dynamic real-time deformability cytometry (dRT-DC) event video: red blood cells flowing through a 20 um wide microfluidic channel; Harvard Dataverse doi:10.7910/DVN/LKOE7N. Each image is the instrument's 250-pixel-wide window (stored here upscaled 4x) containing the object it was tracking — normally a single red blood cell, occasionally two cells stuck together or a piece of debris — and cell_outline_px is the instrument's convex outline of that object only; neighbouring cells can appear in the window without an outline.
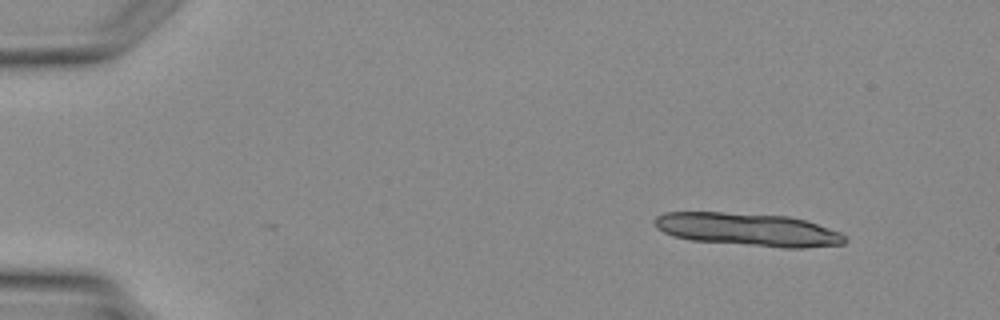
{"species": "Egyptian fruit bat (a non-hibernating species)", "species_latin": "Rousettus aegyptiacus", "temperature_condition": "warm", "stored_images_in_passage": 4, "camera_frame_rate_fps": 3000, "um_per_image_px": 0.085, "animal": {"sex": "female"}, "frame": {"image": 1, "passage_image": 1, "time_ms": 0.0, "image_size_px": [1000, 320], "cell_outline_px": [[848, 240], [844, 244], [804, 248], [784, 248], [692, 240], [672, 236], [656, 228], [652, 220], [656, 216], [664, 212], [724, 212], [788, 216], [804, 220], [840, 232]], "centroid_in_image_um": [63.55, 19.51], "position_along_channel_um": 21.5, "area_um2": 36.65}}
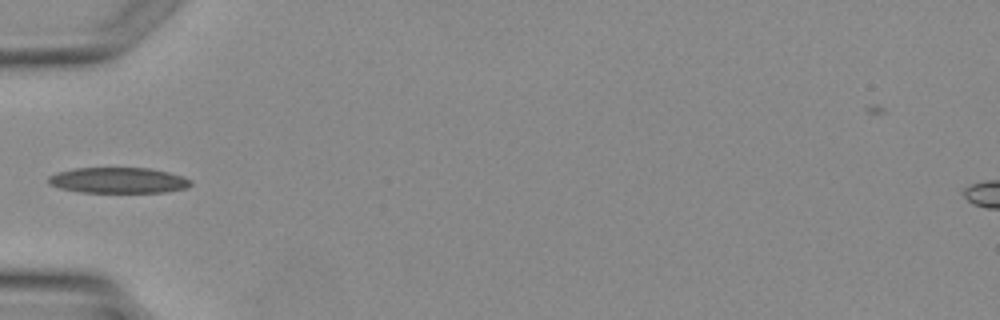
{"frame": {"image": 2, "passage_image": 4, "time_ms": 3.333, "image_size_px": [1000, 320], "cell_outline_px": [[192, 184], [184, 188], [164, 192], [80, 192], [60, 188], [48, 184], [48, 176], [56, 172], [72, 168], [152, 168], [184, 176], [192, 180]], "centroid_in_image_um": [10.03, 15.32], "position_along_channel_um": 75.0, "area_um2": 21.44}}